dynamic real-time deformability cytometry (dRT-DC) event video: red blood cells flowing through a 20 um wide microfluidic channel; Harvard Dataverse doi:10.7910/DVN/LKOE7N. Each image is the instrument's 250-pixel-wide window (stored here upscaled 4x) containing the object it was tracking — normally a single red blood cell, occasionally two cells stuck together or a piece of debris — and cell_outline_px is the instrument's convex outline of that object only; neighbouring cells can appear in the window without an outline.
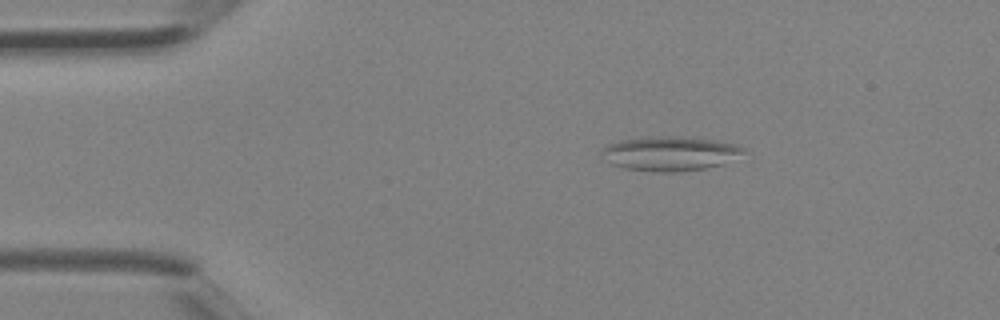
{"species": "Egyptian fruit bat (a non-hibernating species)", "species_latin": "Rousettus aegyptiacus", "temperature_condition": "room temperature", "stored_images_in_passage": 4, "camera_frame_rate_fps": 3000, "um_per_image_px": 0.085, "animal": {"sex": "female"}, "frame": {"image": 1, "passage_image": 4, "time_ms": 1.0, "image_size_px": [1000, 320], "cell_outline_px": [[744, 152], [720, 164], [704, 168], [676, 172], [660, 172], [624, 168], [600, 160], [600, 152], [608, 144], [620, 140], [648, 136], [684, 136], [712, 140], [736, 144], [744, 148]], "centroid_in_image_um": [56.84, 13.04], "position_along_channel_um": 28.2, "area_um2": 28.38}}